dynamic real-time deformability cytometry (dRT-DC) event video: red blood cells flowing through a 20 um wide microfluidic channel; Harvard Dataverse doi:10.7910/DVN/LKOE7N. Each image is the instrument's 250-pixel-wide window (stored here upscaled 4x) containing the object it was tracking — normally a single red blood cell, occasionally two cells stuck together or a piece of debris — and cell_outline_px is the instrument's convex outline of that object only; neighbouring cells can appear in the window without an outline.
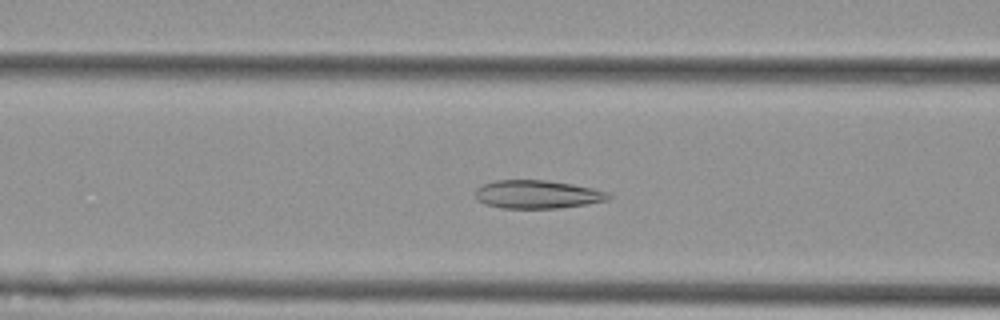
{"species": "Egyptian fruit bat (a non-hibernating species)", "species_latin": "Rousettus aegyptiacus", "temperature_condition": "cold", "stored_images_in_passage": 54, "camera_frame_rate_fps": 3000, "um_per_image_px": 0.085, "animal": {"sex": "female"}, "frame": {"image": 1, "passage_image": 21, "time_ms": 6.667, "image_size_px": [1000, 320], "cell_outline_px": [[612, 196], [608, 200], [588, 204], [556, 208], [500, 208], [484, 204], [476, 200], [476, 188], [484, 184], [496, 180], [544, 180], [572, 184], [592, 188], [608, 192]], "centroid_in_image_um": [45.66, 16.53], "position_along_channel_um": 120.9, "area_um2": 21.96}}
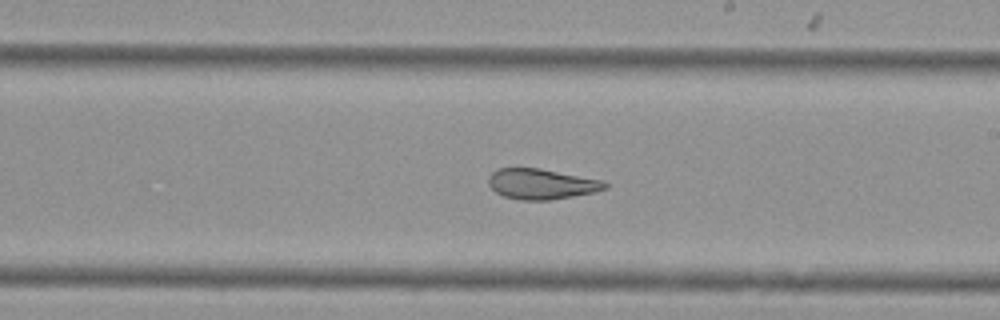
{"frame": {"image": 2, "passage_image": 31, "time_ms": 10.0, "image_size_px": [1000, 320], "cell_outline_px": [[608, 188], [592, 192], [572, 196], [548, 200], [520, 200], [504, 196], [496, 192], [488, 184], [488, 176], [496, 168], [540, 168], [600, 180], [608, 184]], "centroid_in_image_um": [45.97, 15.63], "position_along_channel_um": 243.0, "area_um2": 20.46}}
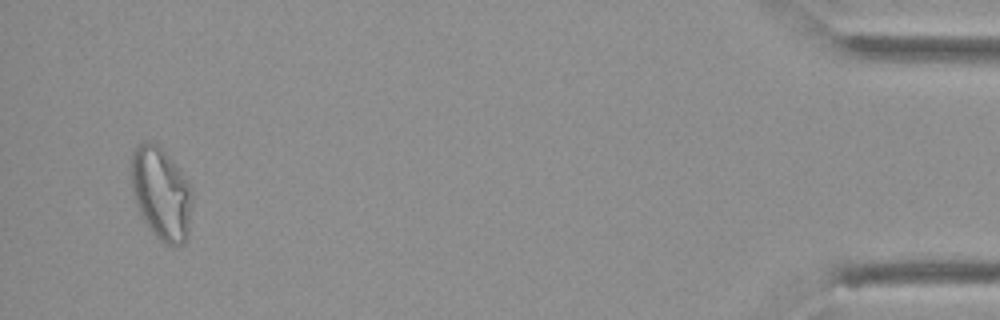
{"frame": {"image": 3, "passage_image": 52, "time_ms": 17.0, "image_size_px": [1000, 320], "cell_outline_px": [[192, 200], [188, 240], [184, 244], [168, 244], [160, 240], [156, 236], [144, 220], [140, 212], [132, 188], [132, 152], [136, 144], [140, 140], [152, 140], [160, 144], [184, 176], [192, 188]], "centroid_in_image_um": [13.72, 16.38], "position_along_channel_um": 421.5, "area_um2": 33.0}, "authors_computed_cell_mechanics": {"area_um2": 26.2123, "velocity_mm_per_s": 3.6833, "shape_relaxation_time_tau1_ms": null, "shape_relaxation_time_tau2_ms": 1.9428, "deformation_change_tau1": null, "deformation_change_tau2": 0.0862}}